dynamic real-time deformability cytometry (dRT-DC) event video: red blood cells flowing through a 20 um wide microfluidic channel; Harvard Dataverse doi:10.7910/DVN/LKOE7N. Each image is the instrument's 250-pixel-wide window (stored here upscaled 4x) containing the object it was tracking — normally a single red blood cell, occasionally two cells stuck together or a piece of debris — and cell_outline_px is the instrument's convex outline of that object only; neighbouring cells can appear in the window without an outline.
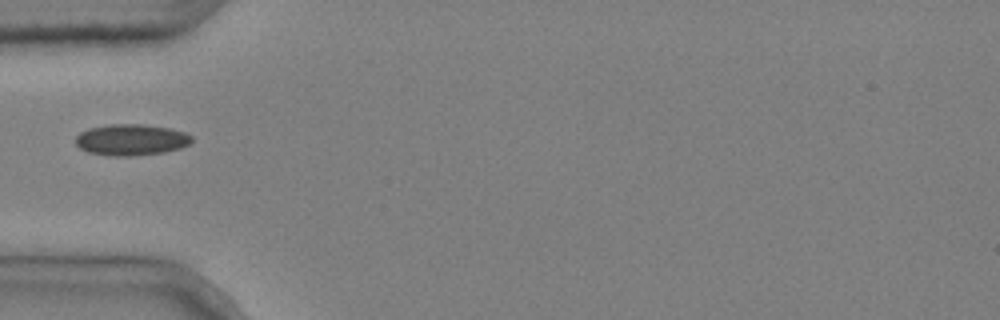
{"species": "common noctule bat (a hibernating species)", "species_latin": "Nyctalus noctula", "temperature_condition": "cold", "stored_images_in_passage": 4, "camera_frame_rate_fps": 3000, "um_per_image_px": 0.085, "animal": {"sex": "male", "body_mass_g": 20.4}, "frame": {"image": 1, "passage_image": 1, "time_ms": 0.0, "image_size_px": [1000, 320], "cell_outline_px": [[192, 140], [188, 144], [180, 148], [164, 152], [132, 156], [112, 156], [88, 152], [80, 148], [76, 144], [76, 136], [80, 132], [88, 128], [108, 124], [140, 124], [172, 128], [184, 132], [192, 136]], "centroid_in_image_um": [11.14, 11.87], "position_along_channel_um": 73.9, "area_um2": 21.21}}
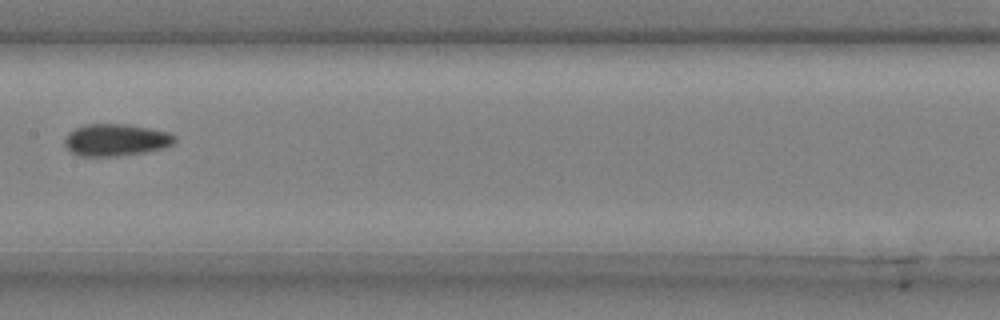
{"frame": {"image": 2, "passage_image": 4, "time_ms": 1.0, "image_size_px": [1000, 320], "cell_outline_px": [[176, 140], [172, 144], [164, 148], [144, 152], [116, 156], [80, 156], [72, 152], [64, 144], [64, 140], [68, 132], [76, 128], [88, 124], [128, 124], [168, 132], [176, 136]], "centroid_in_image_um": [9.85, 11.89], "position_along_channel_um": 197.6, "area_um2": 20.46}}